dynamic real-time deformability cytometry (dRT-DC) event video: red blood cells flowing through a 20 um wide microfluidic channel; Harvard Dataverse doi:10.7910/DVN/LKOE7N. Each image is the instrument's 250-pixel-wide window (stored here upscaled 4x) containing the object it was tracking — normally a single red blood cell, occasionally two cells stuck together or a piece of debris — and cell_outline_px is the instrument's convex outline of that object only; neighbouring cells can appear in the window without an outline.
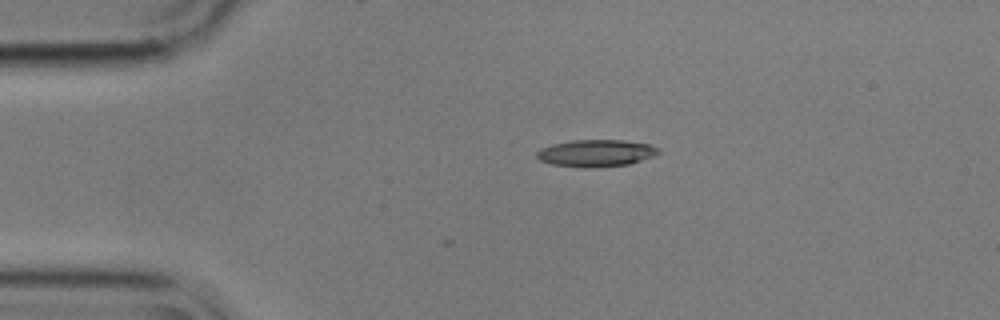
{"species": "common noctule bat (a hibernating species)", "species_latin": "Nyctalus noctula", "temperature_condition": "cold", "stored_images_in_passage": 5, "camera_frame_rate_fps": 3000, "um_per_image_px": 0.085, "animal": {"sex": "male", "body_mass_g": 17.9}, "frame": {"image": 1, "passage_image": 1, "time_ms": 0.0, "image_size_px": [1000, 320], "cell_outline_px": [[660, 152], [656, 156], [628, 164], [596, 168], [584, 168], [552, 164], [540, 160], [536, 156], [536, 152], [540, 148], [552, 144], [572, 140], [624, 140], [648, 144], [660, 148]], "centroid_in_image_um": [50.68, 13.02], "position_along_channel_um": 34.3, "area_um2": 19.36}}